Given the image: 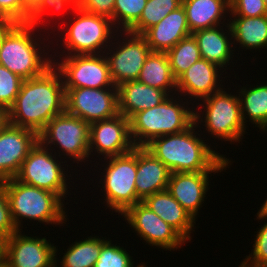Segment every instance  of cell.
<instances>
[{"label": "cell", "instance_id": "obj_1", "mask_svg": "<svg viewBox=\"0 0 267 267\" xmlns=\"http://www.w3.org/2000/svg\"><path fill=\"white\" fill-rule=\"evenodd\" d=\"M65 112V88L59 70L52 65L40 76L22 82L8 123L39 134L55 116Z\"/></svg>", "mask_w": 267, "mask_h": 267}, {"label": "cell", "instance_id": "obj_2", "mask_svg": "<svg viewBox=\"0 0 267 267\" xmlns=\"http://www.w3.org/2000/svg\"><path fill=\"white\" fill-rule=\"evenodd\" d=\"M195 128L194 122L184 131L153 139L145 148L171 173L225 170L232 161L210 148Z\"/></svg>", "mask_w": 267, "mask_h": 267}, {"label": "cell", "instance_id": "obj_3", "mask_svg": "<svg viewBox=\"0 0 267 267\" xmlns=\"http://www.w3.org/2000/svg\"><path fill=\"white\" fill-rule=\"evenodd\" d=\"M39 32L35 25L14 23L0 41V65L24 80L43 74L53 65L52 54L49 53L52 48L44 44L45 38ZM42 44L44 46L41 47Z\"/></svg>", "mask_w": 267, "mask_h": 267}, {"label": "cell", "instance_id": "obj_4", "mask_svg": "<svg viewBox=\"0 0 267 267\" xmlns=\"http://www.w3.org/2000/svg\"><path fill=\"white\" fill-rule=\"evenodd\" d=\"M175 97L171 95L160 105L135 113L129 119L130 136L134 146L145 147L155 138L179 133L194 123L196 109L188 107L192 102L179 95ZM183 99H186V102Z\"/></svg>", "mask_w": 267, "mask_h": 267}, {"label": "cell", "instance_id": "obj_5", "mask_svg": "<svg viewBox=\"0 0 267 267\" xmlns=\"http://www.w3.org/2000/svg\"><path fill=\"white\" fill-rule=\"evenodd\" d=\"M57 24L60 25V30H63L61 35L59 29L55 33L60 38V43L57 45L59 46L63 42L62 46L58 47H63L62 54L59 55V51L56 52L60 59L66 52L65 50L67 52L64 56L103 54L111 45L110 43L118 31L115 29L112 20L85 12L79 7L73 11V16L71 15L68 18V22L65 21L62 26L60 23Z\"/></svg>", "mask_w": 267, "mask_h": 267}, {"label": "cell", "instance_id": "obj_6", "mask_svg": "<svg viewBox=\"0 0 267 267\" xmlns=\"http://www.w3.org/2000/svg\"><path fill=\"white\" fill-rule=\"evenodd\" d=\"M11 216L17 230H22V220H34L43 224L62 226L67 222L64 200L57 194L18 181L5 180ZM64 209V210H63ZM66 217V218H65Z\"/></svg>", "mask_w": 267, "mask_h": 267}, {"label": "cell", "instance_id": "obj_7", "mask_svg": "<svg viewBox=\"0 0 267 267\" xmlns=\"http://www.w3.org/2000/svg\"><path fill=\"white\" fill-rule=\"evenodd\" d=\"M224 89L226 88L201 99L203 103H195L196 107L200 105L197 108L200 107L201 111H195L194 122L198 126H205L208 131L206 133H210L211 137L240 143L247 128L242 119L240 99L238 94L233 95Z\"/></svg>", "mask_w": 267, "mask_h": 267}, {"label": "cell", "instance_id": "obj_8", "mask_svg": "<svg viewBox=\"0 0 267 267\" xmlns=\"http://www.w3.org/2000/svg\"><path fill=\"white\" fill-rule=\"evenodd\" d=\"M103 159L99 158L105 162L101 164L104 169L99 183L102 184V193L105 192V204L107 208L112 209V212L114 210L118 215H122L129 207L141 202L137 197L135 186L137 147L135 146L127 154Z\"/></svg>", "mask_w": 267, "mask_h": 267}, {"label": "cell", "instance_id": "obj_9", "mask_svg": "<svg viewBox=\"0 0 267 267\" xmlns=\"http://www.w3.org/2000/svg\"><path fill=\"white\" fill-rule=\"evenodd\" d=\"M90 124L83 119L68 114L66 111L53 117L38 134L39 142L53 151L59 158L64 155L73 164L89 161ZM54 146L53 147H51ZM56 147V148H55ZM62 151V152H61ZM61 153V154H60ZM63 153V154H62Z\"/></svg>", "mask_w": 267, "mask_h": 267}, {"label": "cell", "instance_id": "obj_10", "mask_svg": "<svg viewBox=\"0 0 267 267\" xmlns=\"http://www.w3.org/2000/svg\"><path fill=\"white\" fill-rule=\"evenodd\" d=\"M67 162L66 160L62 161L61 158L58 160L53 151L51 152L49 148L38 141L23 161L15 178L24 184L55 193L63 200L67 198L66 195L69 196V177H72L71 174L68 175ZM63 164L65 167L67 165V169L63 167Z\"/></svg>", "mask_w": 267, "mask_h": 267}, {"label": "cell", "instance_id": "obj_11", "mask_svg": "<svg viewBox=\"0 0 267 267\" xmlns=\"http://www.w3.org/2000/svg\"><path fill=\"white\" fill-rule=\"evenodd\" d=\"M119 32H116V37L114 36L105 51L110 76L116 87L121 83L137 80L148 55L152 52L143 35L129 31ZM120 36H124L122 40Z\"/></svg>", "mask_w": 267, "mask_h": 267}, {"label": "cell", "instance_id": "obj_12", "mask_svg": "<svg viewBox=\"0 0 267 267\" xmlns=\"http://www.w3.org/2000/svg\"><path fill=\"white\" fill-rule=\"evenodd\" d=\"M52 56L53 65L63 78L64 88L116 87L111 79L109 64L104 53L62 56L61 61L55 59L58 56Z\"/></svg>", "mask_w": 267, "mask_h": 267}, {"label": "cell", "instance_id": "obj_13", "mask_svg": "<svg viewBox=\"0 0 267 267\" xmlns=\"http://www.w3.org/2000/svg\"><path fill=\"white\" fill-rule=\"evenodd\" d=\"M65 111L93 123L119 114L118 88H65Z\"/></svg>", "mask_w": 267, "mask_h": 267}, {"label": "cell", "instance_id": "obj_14", "mask_svg": "<svg viewBox=\"0 0 267 267\" xmlns=\"http://www.w3.org/2000/svg\"><path fill=\"white\" fill-rule=\"evenodd\" d=\"M135 233L150 244L165 250L182 248L186 240L168 223L162 220L142 201L129 207L122 215Z\"/></svg>", "mask_w": 267, "mask_h": 267}, {"label": "cell", "instance_id": "obj_15", "mask_svg": "<svg viewBox=\"0 0 267 267\" xmlns=\"http://www.w3.org/2000/svg\"><path fill=\"white\" fill-rule=\"evenodd\" d=\"M134 144L130 136L129 119L122 114L90 123L89 153L99 158L121 156L131 152ZM93 151L95 153H93ZM93 153V154H92Z\"/></svg>", "mask_w": 267, "mask_h": 267}, {"label": "cell", "instance_id": "obj_16", "mask_svg": "<svg viewBox=\"0 0 267 267\" xmlns=\"http://www.w3.org/2000/svg\"><path fill=\"white\" fill-rule=\"evenodd\" d=\"M17 230L7 238L6 264L8 267H58V246L45 237L26 236ZM57 247V248H56Z\"/></svg>", "mask_w": 267, "mask_h": 267}, {"label": "cell", "instance_id": "obj_17", "mask_svg": "<svg viewBox=\"0 0 267 267\" xmlns=\"http://www.w3.org/2000/svg\"><path fill=\"white\" fill-rule=\"evenodd\" d=\"M38 141L36 132L6 123L0 130V180L16 177Z\"/></svg>", "mask_w": 267, "mask_h": 267}, {"label": "cell", "instance_id": "obj_18", "mask_svg": "<svg viewBox=\"0 0 267 267\" xmlns=\"http://www.w3.org/2000/svg\"><path fill=\"white\" fill-rule=\"evenodd\" d=\"M221 69L218 65L200 58L176 80V96L183 95L184 98L188 96L191 99L190 102L194 98L199 102L201 99L220 91L223 87L221 77L224 72Z\"/></svg>", "mask_w": 267, "mask_h": 267}, {"label": "cell", "instance_id": "obj_19", "mask_svg": "<svg viewBox=\"0 0 267 267\" xmlns=\"http://www.w3.org/2000/svg\"><path fill=\"white\" fill-rule=\"evenodd\" d=\"M221 171L171 173L167 190L174 199L196 220L198 211L209 190V174Z\"/></svg>", "mask_w": 267, "mask_h": 267}, {"label": "cell", "instance_id": "obj_20", "mask_svg": "<svg viewBox=\"0 0 267 267\" xmlns=\"http://www.w3.org/2000/svg\"><path fill=\"white\" fill-rule=\"evenodd\" d=\"M171 172L145 147H137L136 193L143 201L146 197L167 189Z\"/></svg>", "mask_w": 267, "mask_h": 267}, {"label": "cell", "instance_id": "obj_21", "mask_svg": "<svg viewBox=\"0 0 267 267\" xmlns=\"http://www.w3.org/2000/svg\"><path fill=\"white\" fill-rule=\"evenodd\" d=\"M190 35L192 34L182 6L170 12L143 34L152 52H167L180 40Z\"/></svg>", "mask_w": 267, "mask_h": 267}, {"label": "cell", "instance_id": "obj_22", "mask_svg": "<svg viewBox=\"0 0 267 267\" xmlns=\"http://www.w3.org/2000/svg\"><path fill=\"white\" fill-rule=\"evenodd\" d=\"M223 26H225V28H223ZM192 35L197 41L201 58L218 65L223 71H226L227 66L230 65V60L234 65L232 59L236 55H233L235 53L232 48H236V45L233 46L232 32L229 23L199 30L192 33Z\"/></svg>", "mask_w": 267, "mask_h": 267}, {"label": "cell", "instance_id": "obj_23", "mask_svg": "<svg viewBox=\"0 0 267 267\" xmlns=\"http://www.w3.org/2000/svg\"><path fill=\"white\" fill-rule=\"evenodd\" d=\"M118 88V111L130 119L135 113L160 105L169 95L161 89L137 80L121 83Z\"/></svg>", "mask_w": 267, "mask_h": 267}, {"label": "cell", "instance_id": "obj_24", "mask_svg": "<svg viewBox=\"0 0 267 267\" xmlns=\"http://www.w3.org/2000/svg\"><path fill=\"white\" fill-rule=\"evenodd\" d=\"M162 220L172 226L187 242L191 241L195 220L169 193L163 190L146 197L142 201Z\"/></svg>", "mask_w": 267, "mask_h": 267}, {"label": "cell", "instance_id": "obj_25", "mask_svg": "<svg viewBox=\"0 0 267 267\" xmlns=\"http://www.w3.org/2000/svg\"><path fill=\"white\" fill-rule=\"evenodd\" d=\"M182 7L191 34L229 23V19H226L230 13L229 0H182Z\"/></svg>", "mask_w": 267, "mask_h": 267}, {"label": "cell", "instance_id": "obj_26", "mask_svg": "<svg viewBox=\"0 0 267 267\" xmlns=\"http://www.w3.org/2000/svg\"><path fill=\"white\" fill-rule=\"evenodd\" d=\"M231 18L229 25L234 45L239 43V48H246V50L267 49V15L231 16Z\"/></svg>", "mask_w": 267, "mask_h": 267}, {"label": "cell", "instance_id": "obj_27", "mask_svg": "<svg viewBox=\"0 0 267 267\" xmlns=\"http://www.w3.org/2000/svg\"><path fill=\"white\" fill-rule=\"evenodd\" d=\"M137 81L164 90L169 96L176 95V79L171 71L166 52H151Z\"/></svg>", "mask_w": 267, "mask_h": 267}, {"label": "cell", "instance_id": "obj_28", "mask_svg": "<svg viewBox=\"0 0 267 267\" xmlns=\"http://www.w3.org/2000/svg\"><path fill=\"white\" fill-rule=\"evenodd\" d=\"M243 122H251L261 132L267 131V83L238 89ZM246 116V117H245ZM248 117V118H247ZM249 119V121L247 119Z\"/></svg>", "mask_w": 267, "mask_h": 267}, {"label": "cell", "instance_id": "obj_29", "mask_svg": "<svg viewBox=\"0 0 267 267\" xmlns=\"http://www.w3.org/2000/svg\"><path fill=\"white\" fill-rule=\"evenodd\" d=\"M106 241L99 236L75 241L65 251L60 262L61 267H93L100 255L101 246Z\"/></svg>", "mask_w": 267, "mask_h": 267}, {"label": "cell", "instance_id": "obj_30", "mask_svg": "<svg viewBox=\"0 0 267 267\" xmlns=\"http://www.w3.org/2000/svg\"><path fill=\"white\" fill-rule=\"evenodd\" d=\"M166 53L176 80L201 58L197 41L193 35L180 40Z\"/></svg>", "mask_w": 267, "mask_h": 267}, {"label": "cell", "instance_id": "obj_31", "mask_svg": "<svg viewBox=\"0 0 267 267\" xmlns=\"http://www.w3.org/2000/svg\"><path fill=\"white\" fill-rule=\"evenodd\" d=\"M182 6V0H147L140 19L128 30L143 35L170 12Z\"/></svg>", "mask_w": 267, "mask_h": 267}, {"label": "cell", "instance_id": "obj_32", "mask_svg": "<svg viewBox=\"0 0 267 267\" xmlns=\"http://www.w3.org/2000/svg\"><path fill=\"white\" fill-rule=\"evenodd\" d=\"M77 7H78V0H40L38 6L30 13L28 23L35 25L39 30H41L40 27L42 26H38V25L41 24L43 25L42 30H44L45 28L47 32L48 29L44 26L49 27L48 24L46 23L47 19L49 18L48 17L49 14H50L49 16L51 19H52L51 15L53 16V14H54V17H55V14H56V17L59 16L57 14H60V15L62 14L61 17L67 15L66 18L63 17L64 20H62V18L58 19V21L61 20L60 23L63 24L73 14V11ZM64 10L66 11V13H64L65 12ZM61 11L62 13H60ZM50 12H52L53 14H51ZM43 23L46 25H44Z\"/></svg>", "mask_w": 267, "mask_h": 267}, {"label": "cell", "instance_id": "obj_33", "mask_svg": "<svg viewBox=\"0 0 267 267\" xmlns=\"http://www.w3.org/2000/svg\"><path fill=\"white\" fill-rule=\"evenodd\" d=\"M146 2L147 0H115L114 27L118 31H128L140 19Z\"/></svg>", "mask_w": 267, "mask_h": 267}, {"label": "cell", "instance_id": "obj_34", "mask_svg": "<svg viewBox=\"0 0 267 267\" xmlns=\"http://www.w3.org/2000/svg\"><path fill=\"white\" fill-rule=\"evenodd\" d=\"M132 259L124 247L107 240L101 246L100 255L93 267H135Z\"/></svg>", "mask_w": 267, "mask_h": 267}, {"label": "cell", "instance_id": "obj_35", "mask_svg": "<svg viewBox=\"0 0 267 267\" xmlns=\"http://www.w3.org/2000/svg\"><path fill=\"white\" fill-rule=\"evenodd\" d=\"M23 81L24 79L20 76L0 65V108L9 110L20 91Z\"/></svg>", "mask_w": 267, "mask_h": 267}, {"label": "cell", "instance_id": "obj_36", "mask_svg": "<svg viewBox=\"0 0 267 267\" xmlns=\"http://www.w3.org/2000/svg\"><path fill=\"white\" fill-rule=\"evenodd\" d=\"M266 221L267 218H257ZM266 219V220H265ZM252 252L243 259L246 263L256 267H267V222L256 232Z\"/></svg>", "mask_w": 267, "mask_h": 267}, {"label": "cell", "instance_id": "obj_37", "mask_svg": "<svg viewBox=\"0 0 267 267\" xmlns=\"http://www.w3.org/2000/svg\"><path fill=\"white\" fill-rule=\"evenodd\" d=\"M230 16L259 17L267 15V6L263 0H231Z\"/></svg>", "mask_w": 267, "mask_h": 267}, {"label": "cell", "instance_id": "obj_38", "mask_svg": "<svg viewBox=\"0 0 267 267\" xmlns=\"http://www.w3.org/2000/svg\"><path fill=\"white\" fill-rule=\"evenodd\" d=\"M16 231L6 193L5 180H0V235L9 238Z\"/></svg>", "mask_w": 267, "mask_h": 267}, {"label": "cell", "instance_id": "obj_39", "mask_svg": "<svg viewBox=\"0 0 267 267\" xmlns=\"http://www.w3.org/2000/svg\"><path fill=\"white\" fill-rule=\"evenodd\" d=\"M115 0H78V7L85 12L112 20Z\"/></svg>", "mask_w": 267, "mask_h": 267}, {"label": "cell", "instance_id": "obj_40", "mask_svg": "<svg viewBox=\"0 0 267 267\" xmlns=\"http://www.w3.org/2000/svg\"><path fill=\"white\" fill-rule=\"evenodd\" d=\"M0 12L13 23H23L22 0H0Z\"/></svg>", "mask_w": 267, "mask_h": 267}, {"label": "cell", "instance_id": "obj_41", "mask_svg": "<svg viewBox=\"0 0 267 267\" xmlns=\"http://www.w3.org/2000/svg\"><path fill=\"white\" fill-rule=\"evenodd\" d=\"M40 0H22L23 23H28L30 13L38 6Z\"/></svg>", "mask_w": 267, "mask_h": 267}, {"label": "cell", "instance_id": "obj_42", "mask_svg": "<svg viewBox=\"0 0 267 267\" xmlns=\"http://www.w3.org/2000/svg\"><path fill=\"white\" fill-rule=\"evenodd\" d=\"M6 242L7 238L0 235V265L6 263Z\"/></svg>", "mask_w": 267, "mask_h": 267}, {"label": "cell", "instance_id": "obj_43", "mask_svg": "<svg viewBox=\"0 0 267 267\" xmlns=\"http://www.w3.org/2000/svg\"><path fill=\"white\" fill-rule=\"evenodd\" d=\"M14 23L8 19L0 20V41L5 34V32L13 25Z\"/></svg>", "mask_w": 267, "mask_h": 267}, {"label": "cell", "instance_id": "obj_44", "mask_svg": "<svg viewBox=\"0 0 267 267\" xmlns=\"http://www.w3.org/2000/svg\"><path fill=\"white\" fill-rule=\"evenodd\" d=\"M263 205L261 206V208L258 210V212L256 213V217L257 218H267V198L265 200V202L262 203Z\"/></svg>", "mask_w": 267, "mask_h": 267}, {"label": "cell", "instance_id": "obj_45", "mask_svg": "<svg viewBox=\"0 0 267 267\" xmlns=\"http://www.w3.org/2000/svg\"><path fill=\"white\" fill-rule=\"evenodd\" d=\"M7 122V111L0 108V130L6 125Z\"/></svg>", "mask_w": 267, "mask_h": 267}, {"label": "cell", "instance_id": "obj_46", "mask_svg": "<svg viewBox=\"0 0 267 267\" xmlns=\"http://www.w3.org/2000/svg\"><path fill=\"white\" fill-rule=\"evenodd\" d=\"M239 267H256V266L250 265V264L246 263L245 261H242L240 263V266Z\"/></svg>", "mask_w": 267, "mask_h": 267}, {"label": "cell", "instance_id": "obj_47", "mask_svg": "<svg viewBox=\"0 0 267 267\" xmlns=\"http://www.w3.org/2000/svg\"><path fill=\"white\" fill-rule=\"evenodd\" d=\"M136 267H148V266H146L145 263H143V264L141 263L139 265H136Z\"/></svg>", "mask_w": 267, "mask_h": 267}, {"label": "cell", "instance_id": "obj_48", "mask_svg": "<svg viewBox=\"0 0 267 267\" xmlns=\"http://www.w3.org/2000/svg\"><path fill=\"white\" fill-rule=\"evenodd\" d=\"M1 19H7V18L0 12V20Z\"/></svg>", "mask_w": 267, "mask_h": 267}, {"label": "cell", "instance_id": "obj_49", "mask_svg": "<svg viewBox=\"0 0 267 267\" xmlns=\"http://www.w3.org/2000/svg\"><path fill=\"white\" fill-rule=\"evenodd\" d=\"M0 267H8V266H7V264L5 263V264L0 265Z\"/></svg>", "mask_w": 267, "mask_h": 267}]
</instances>
